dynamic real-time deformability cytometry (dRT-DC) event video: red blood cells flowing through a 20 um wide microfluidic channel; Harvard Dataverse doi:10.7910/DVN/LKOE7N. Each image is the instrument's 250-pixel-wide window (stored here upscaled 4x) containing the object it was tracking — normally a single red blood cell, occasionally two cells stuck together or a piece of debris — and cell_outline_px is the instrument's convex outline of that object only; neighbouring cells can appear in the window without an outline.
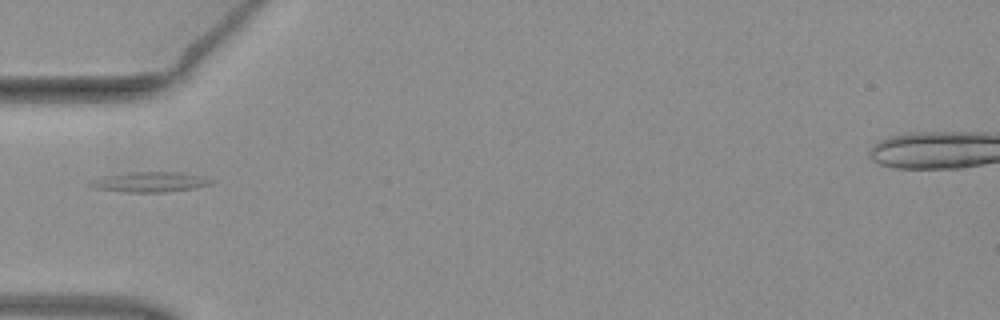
{"species": "common noctule bat (a hibernating species)", "species_latin": "Nyctalus noctula", "temperature_condition": "warm", "stored_images_in_passage": 6, "camera_frame_rate_fps": 3000, "um_per_image_px": 0.085, "animal": {"sex": "female", "body_mass_g": 19.3, "forearm_length_mm": 54.1}, "frame": {"image": 1, "passage_image": 5, "time_ms": 1.333, "image_size_px": [1000, 320], "cell_outline_px": [[212, 184], [192, 188], [164, 192], [124, 192], [96, 188], [88, 184], [88, 180], [104, 176], [128, 172], [180, 172], [200, 176], [212, 180]], "centroid_in_image_um": [12.68, 15.46], "position_along_channel_um": 72.3, "area_um2": 14.05}}
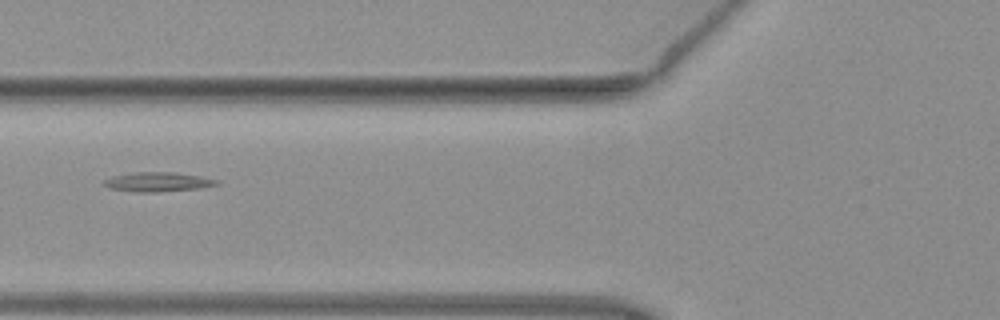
{"frame": {"image": 2, "passage_image": 6, "time_ms": 1.667, "image_size_px": [1000, 320], "cell_outline_px": [[220, 184], [200, 188], [156, 192], [136, 192], [108, 188], [104, 184], [104, 180], [112, 176], [136, 172], [176, 172], [200, 176], [220, 180]], "centroid_in_image_um": [13.44, 15.46], "position_along_channel_um": 112.4, "area_um2": 12.77}}